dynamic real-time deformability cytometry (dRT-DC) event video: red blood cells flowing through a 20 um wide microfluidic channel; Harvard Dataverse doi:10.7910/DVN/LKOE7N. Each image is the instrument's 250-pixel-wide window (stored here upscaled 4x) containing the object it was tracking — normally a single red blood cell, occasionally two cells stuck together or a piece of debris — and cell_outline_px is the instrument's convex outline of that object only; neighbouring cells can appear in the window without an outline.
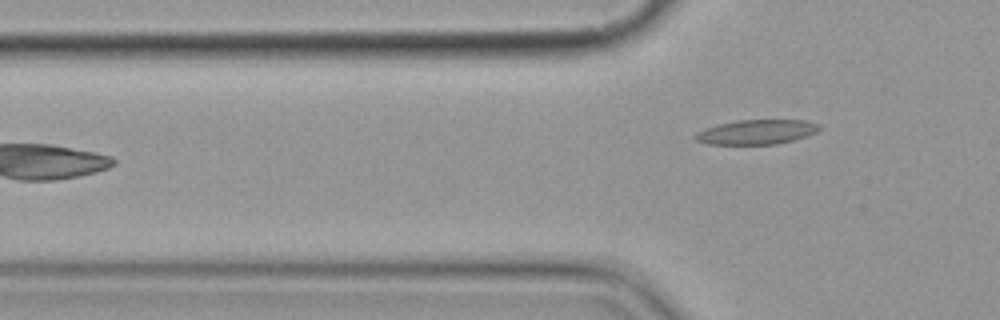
{"species": "common noctule bat (a hibernating species)", "species_latin": "Nyctalus noctula", "temperature_condition": "cold", "stored_images_in_passage": 6, "camera_frame_rate_fps": 3000, "um_per_image_px": 0.085, "animal": {"sex": "female", "body_mass_g": 19.9}, "frame": {"image": 1, "passage_image": 6, "time_ms": 6.667, "image_size_px": [1000, 320], "cell_outline_px": [[820, 128], [816, 132], [808, 136], [776, 144], [708, 144], [696, 140], [692, 136], [696, 132], [704, 128], [736, 120], [804, 120], [820, 124]], "centroid_in_image_um": [64.29, 11.22], "position_along_channel_um": 61.5, "area_um2": 17.8}}